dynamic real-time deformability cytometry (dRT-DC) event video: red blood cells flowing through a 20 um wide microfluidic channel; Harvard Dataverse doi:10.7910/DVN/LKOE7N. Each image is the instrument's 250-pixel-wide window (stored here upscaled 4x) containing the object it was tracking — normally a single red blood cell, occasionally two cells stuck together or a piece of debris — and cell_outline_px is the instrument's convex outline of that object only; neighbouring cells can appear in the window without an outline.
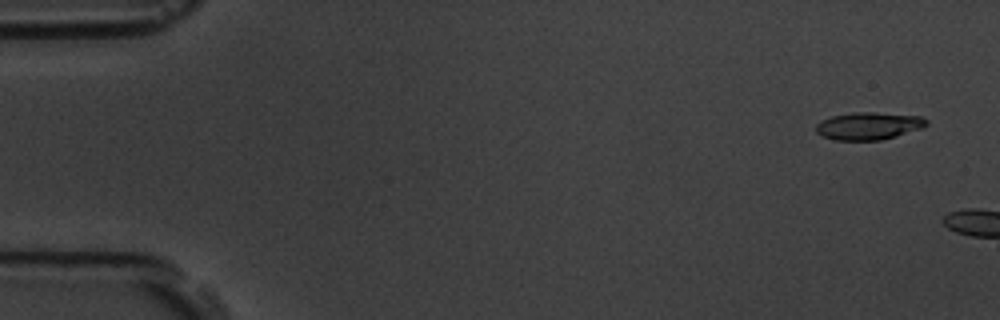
{"species": "common noctule bat (a hibernating species)", "species_latin": "Nyctalus noctula", "temperature_condition": "room temperature", "stored_images_in_passage": 3, "camera_frame_rate_fps": 3000, "um_per_image_px": 0.085, "animal": {"sex": "male", "body_mass_g": 19.5, "forearm_length_mm": 54.6}, "frame": {"image": 1, "passage_image": 1, "time_ms": 0.0, "image_size_px": [1000, 320], "cell_outline_px": [[928, 124], [920, 128], [896, 136], [880, 140], [836, 140], [824, 136], [816, 132], [816, 124], [820, 120], [832, 116], [856, 112], [872, 112], [920, 116], [928, 120]], "centroid_in_image_um": [73.82, 10.7], "position_along_channel_um": 11.2, "area_um2": 17.51}}